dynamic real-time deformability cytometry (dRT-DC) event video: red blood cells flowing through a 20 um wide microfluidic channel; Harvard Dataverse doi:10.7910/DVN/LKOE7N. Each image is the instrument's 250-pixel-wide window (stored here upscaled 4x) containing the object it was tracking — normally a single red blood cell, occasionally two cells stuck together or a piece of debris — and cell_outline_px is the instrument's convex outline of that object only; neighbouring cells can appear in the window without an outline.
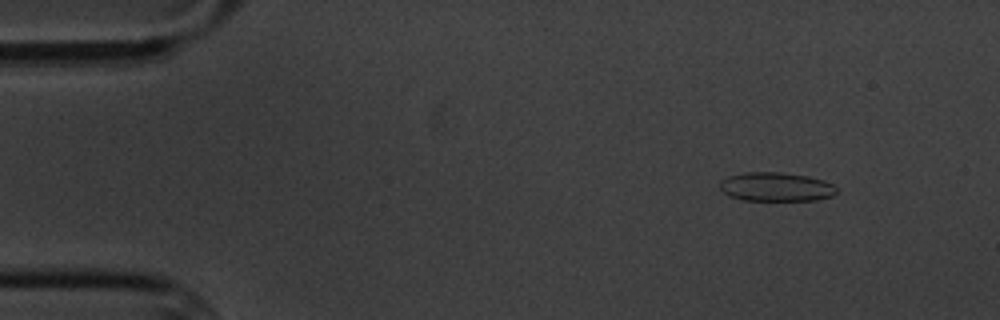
{"species": "common noctule bat (a hibernating species)", "species_latin": "Nyctalus noctula", "temperature_condition": "cold", "stored_images_in_passage": 5, "camera_frame_rate_fps": 3000, "um_per_image_px": 0.085, "animal": {"sex": "male", "body_mass_g": 20.1, "forearm_length_mm": 53.5}, "frame": {"image": 1, "passage_image": 2, "time_ms": 1.0, "image_size_px": [1000, 320], "cell_outline_px": [[836, 192], [832, 196], [816, 200], [744, 200], [728, 196], [720, 188], [720, 180], [728, 176], [744, 172], [780, 172], [808, 176], [824, 180], [832, 184], [836, 188]], "centroid_in_image_um": [65.94, 15.88], "position_along_channel_um": 19.1, "area_um2": 19.71}}